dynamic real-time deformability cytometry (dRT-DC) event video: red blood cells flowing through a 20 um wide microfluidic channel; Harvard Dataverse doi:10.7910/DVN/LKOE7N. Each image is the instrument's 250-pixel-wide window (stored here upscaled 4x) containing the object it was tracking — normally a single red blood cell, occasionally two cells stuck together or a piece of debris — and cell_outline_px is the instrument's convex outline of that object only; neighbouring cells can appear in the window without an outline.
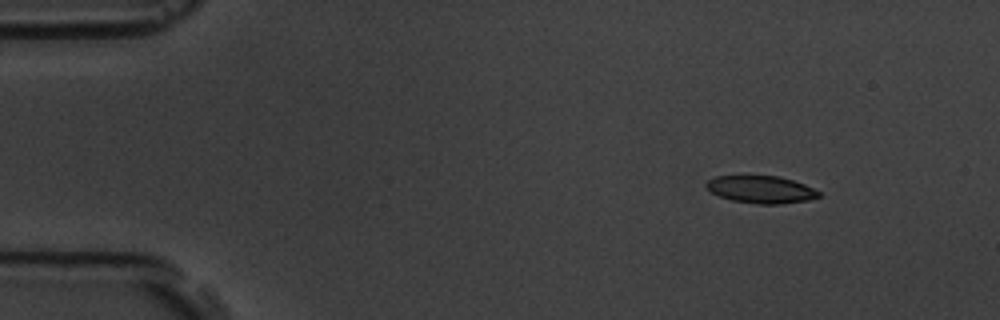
{"species": "common noctule bat (a hibernating species)", "species_latin": "Nyctalus noctula", "temperature_condition": "room temperature", "stored_images_in_passage": 5, "camera_frame_rate_fps": 3000, "um_per_image_px": 0.085, "animal": {"sex": "male", "body_mass_g": 19.5, "forearm_length_mm": 54.6}, "frame": {"image": 1, "passage_image": 1, "time_ms": 0.0, "image_size_px": [1000, 320], "cell_outline_px": [[820, 196], [808, 200], [780, 204], [756, 204], [732, 200], [720, 196], [712, 192], [704, 184], [708, 180], [716, 176], [780, 176], [804, 184], [820, 192]], "centroid_in_image_um": [64.69, 16.11], "position_along_channel_um": 20.3, "area_um2": 17.8}}
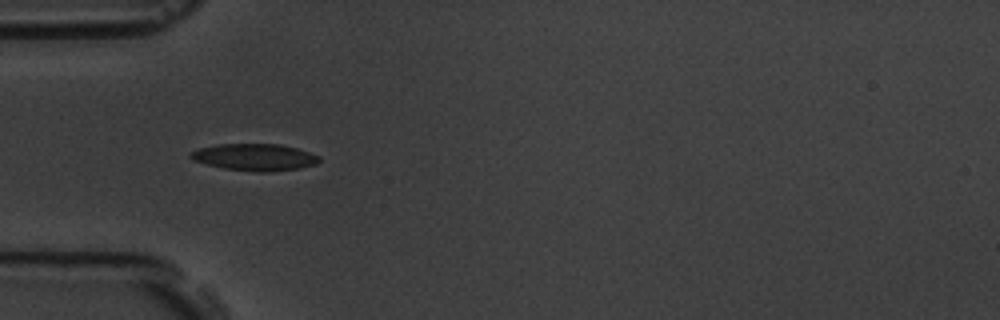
{"frame": {"image": 2, "passage_image": 4, "time_ms": 3.667, "image_size_px": [1000, 320], "cell_outline_px": [[320, 160], [316, 164], [300, 168], [268, 172], [260, 172], [224, 168], [192, 160], [188, 156], [192, 152], [200, 148], [216, 144], [280, 144], [296, 148], [320, 156]], "centroid_in_image_um": [21.66, 13.35], "position_along_channel_um": 63.3, "area_um2": 20.0}}
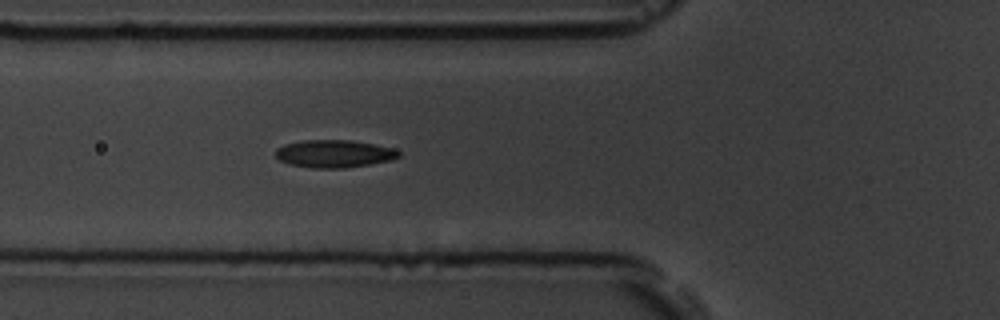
{"frame": {"image": 3, "passage_image": 5, "time_ms": 4.667, "image_size_px": [1000, 320], "cell_outline_px": [[400, 156], [392, 160], [344, 168], [312, 168], [288, 164], [280, 160], [276, 156], [276, 148], [284, 144], [304, 140], [352, 140], [396, 148], [400, 152]], "centroid_in_image_um": [28.41, 13.06], "position_along_channel_um": 97.4, "area_um2": 19.94}}